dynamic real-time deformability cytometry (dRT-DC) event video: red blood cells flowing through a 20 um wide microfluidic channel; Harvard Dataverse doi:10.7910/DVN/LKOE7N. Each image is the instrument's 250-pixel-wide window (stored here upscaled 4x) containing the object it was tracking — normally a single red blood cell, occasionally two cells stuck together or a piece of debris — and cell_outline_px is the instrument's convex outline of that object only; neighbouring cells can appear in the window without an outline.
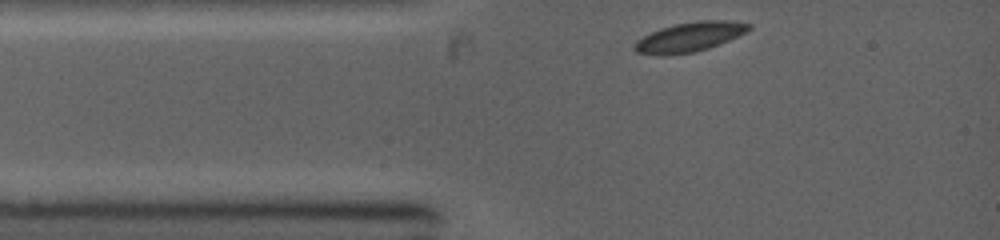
{"species": "common noctule bat (a hibernating species)", "species_latin": "Nyctalus noctula", "temperature_condition": "warm", "stored_images_in_passage": 7, "camera_frame_rate_fps": 5000, "um_per_image_px": 0.085, "animal": {"sex": "female", "body_mass_g": 19.0, "forearm_length_mm": 53.3}, "frame": {"image": 1, "passage_image": 1, "time_ms": 0.0, "image_size_px": [1000, 240], "cell_outline_px": [[752, 28], [748, 32], [708, 48], [692, 52], [636, 52], [632, 48], [636, 40], [660, 28], [676, 24], [696, 20], [732, 20], [752, 24]], "centroid_in_image_um": [58.73, 3.07], "position_along_channel_um": 26.3, "area_um2": 18.96}}
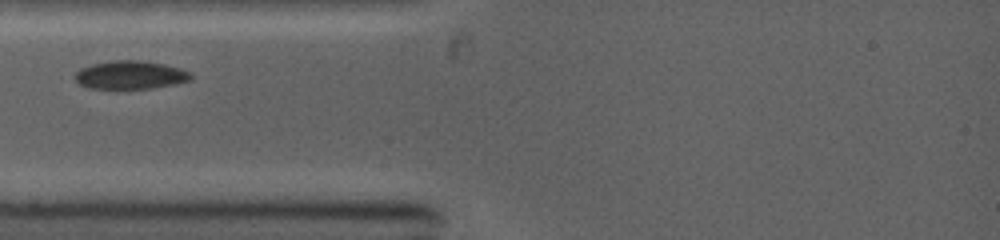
{"frame": {"image": 2, "passage_image": 4, "time_ms": 1.4, "image_size_px": [1000, 240], "cell_outline_px": [[192, 80], [176, 84], [152, 88], [88, 88], [80, 84], [76, 80], [76, 72], [80, 68], [92, 64], [108, 60], [140, 60], [164, 64], [180, 68], [188, 72], [192, 76]], "centroid_in_image_um": [11.09, 6.36], "position_along_channel_um": 73.9, "area_um2": 19.07}}
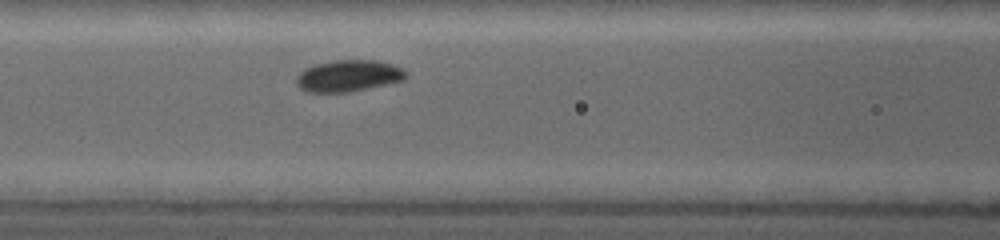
{"frame": {"image": 3, "passage_image": 7, "time_ms": 2.8, "image_size_px": [1000, 240], "cell_outline_px": [[408, 76], [404, 80], [348, 92], [308, 92], [300, 88], [296, 84], [296, 76], [304, 68], [316, 64], [332, 60], [376, 60], [392, 64], [400, 68]], "centroid_in_image_um": [29.57, 6.44], "position_along_channel_um": 137.0, "area_um2": 20.06}}